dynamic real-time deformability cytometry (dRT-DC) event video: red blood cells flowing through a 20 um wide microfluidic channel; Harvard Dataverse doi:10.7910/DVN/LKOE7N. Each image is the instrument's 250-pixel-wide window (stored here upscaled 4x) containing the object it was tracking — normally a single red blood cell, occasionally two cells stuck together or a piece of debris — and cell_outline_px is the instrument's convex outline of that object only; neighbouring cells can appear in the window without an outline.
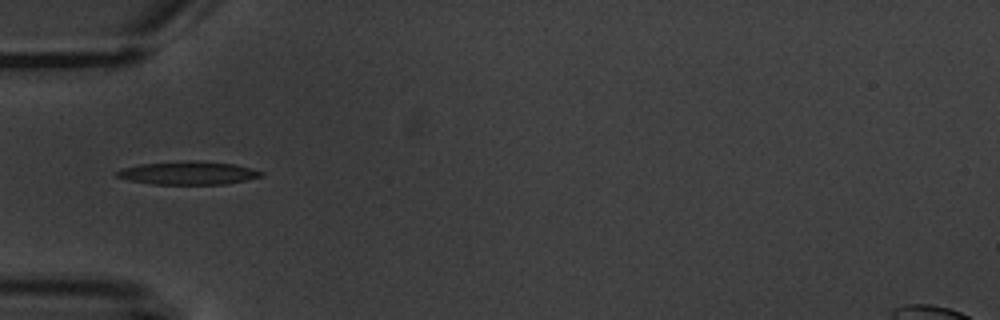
{"species": "common noctule bat (a hibernating species)", "species_latin": "Nyctalus noctula", "temperature_condition": "warm", "stored_images_in_passage": 5, "camera_frame_rate_fps": 3000, "um_per_image_px": 0.085, "animal": {"sex": "male", "body_mass_g": 20.1, "forearm_length_mm": 53.5}, "frame": {"image": 1, "passage_image": 1, "time_ms": 0.0, "image_size_px": [1000, 320], "cell_outline_px": [[264, 176], [224, 184], [152, 184], [128, 180], [116, 176], [116, 172], [120, 168], [140, 164], [236, 164], [264, 172]], "centroid_in_image_um": [15.98, 14.76], "position_along_channel_um": 69.0, "area_um2": 18.09}}
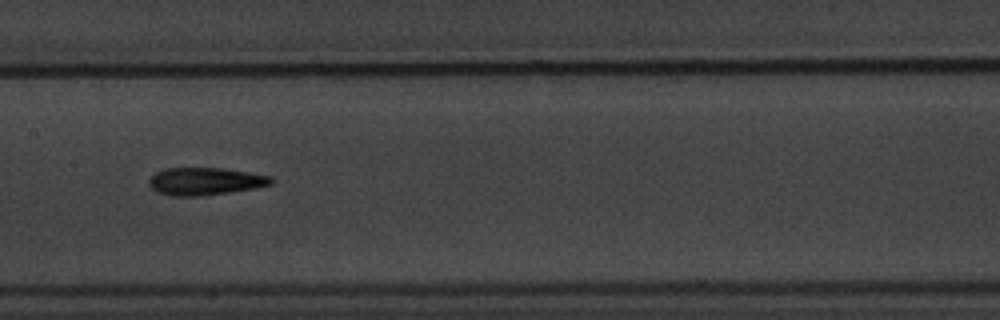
{"frame": {"image": 2, "passage_image": 4, "time_ms": 3.333, "image_size_px": [1000, 320], "cell_outline_px": [[272, 184], [256, 188], [200, 196], [172, 196], [156, 192], [148, 184], [148, 180], [156, 172], [164, 168], [224, 168], [272, 176]], "centroid_in_image_um": [17.42, 15.41], "position_along_channel_um": 190.0, "area_um2": 19.65}}